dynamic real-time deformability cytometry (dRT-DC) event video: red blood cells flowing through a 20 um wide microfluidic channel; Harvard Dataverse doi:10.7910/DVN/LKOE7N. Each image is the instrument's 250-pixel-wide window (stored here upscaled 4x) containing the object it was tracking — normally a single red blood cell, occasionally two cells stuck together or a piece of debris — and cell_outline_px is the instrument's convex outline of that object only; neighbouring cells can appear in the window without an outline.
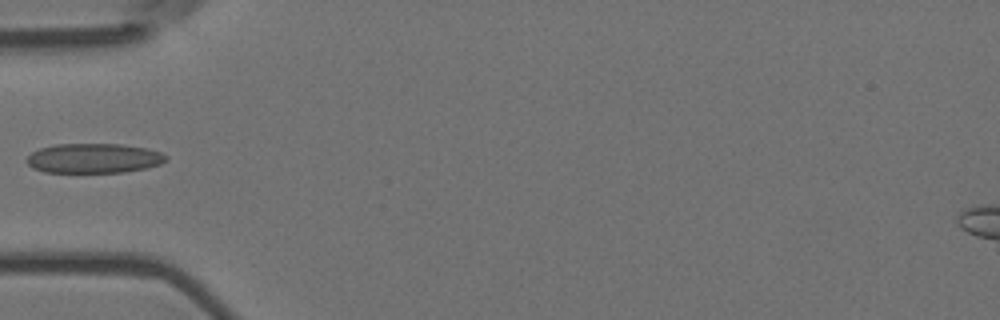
{"species": "Egyptian fruit bat (a non-hibernating species)", "species_latin": "Rousettus aegyptiacus", "temperature_condition": "room temperature", "stored_images_in_passage": 30, "camera_frame_rate_fps": 3000, "um_per_image_px": 0.085, "animal": {"sex": "female"}, "frame": {"image": 1, "passage_image": 1, "time_ms": 0.0, "image_size_px": [1000, 320], "cell_outline_px": [[168, 160], [160, 164], [144, 168], [124, 172], [44, 172], [32, 168], [28, 164], [28, 156], [32, 152], [40, 148], [56, 144], [120, 144], [148, 148], [160, 152], [168, 156]], "centroid_in_image_um": [7.99, 13.45], "position_along_channel_um": 77.0, "area_um2": 24.04}}
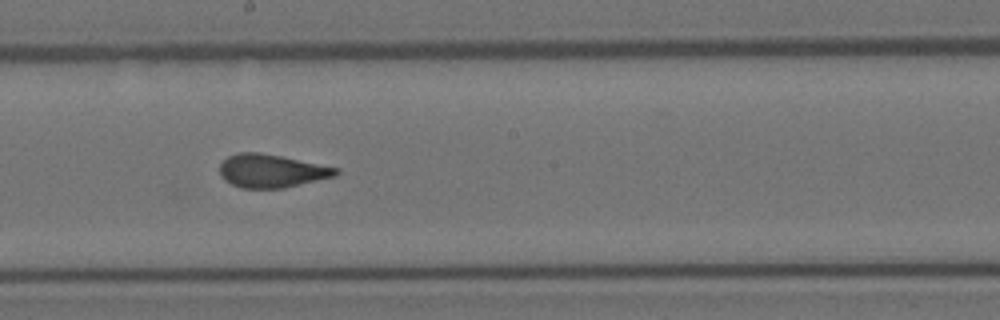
{"frame": {"image": 2, "passage_image": 13, "time_ms": 4.0, "image_size_px": [1000, 320], "cell_outline_px": [[340, 172], [336, 176], [284, 188], [240, 188], [224, 180], [220, 176], [220, 164], [228, 156], [240, 152], [260, 152], [340, 168]], "centroid_in_image_um": [23.08, 14.53], "position_along_channel_um": 225.1, "area_um2": 22.54}}
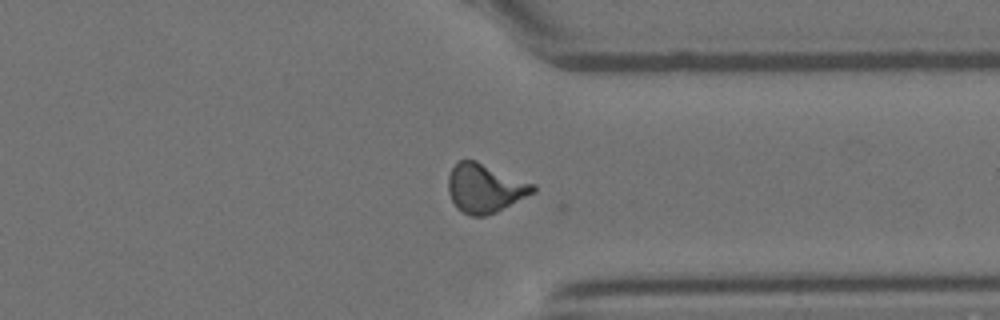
{"frame": {"image": 3, "passage_image": 25, "time_ms": 8.0, "image_size_px": [1000, 320], "cell_outline_px": [[536, 192], [496, 212], [484, 216], [472, 216], [456, 208], [448, 192], [448, 176], [452, 168], [460, 160], [476, 160], [536, 184]], "centroid_in_image_um": [41.24, 15.99], "position_along_channel_um": 370.2, "area_um2": 24.22}}